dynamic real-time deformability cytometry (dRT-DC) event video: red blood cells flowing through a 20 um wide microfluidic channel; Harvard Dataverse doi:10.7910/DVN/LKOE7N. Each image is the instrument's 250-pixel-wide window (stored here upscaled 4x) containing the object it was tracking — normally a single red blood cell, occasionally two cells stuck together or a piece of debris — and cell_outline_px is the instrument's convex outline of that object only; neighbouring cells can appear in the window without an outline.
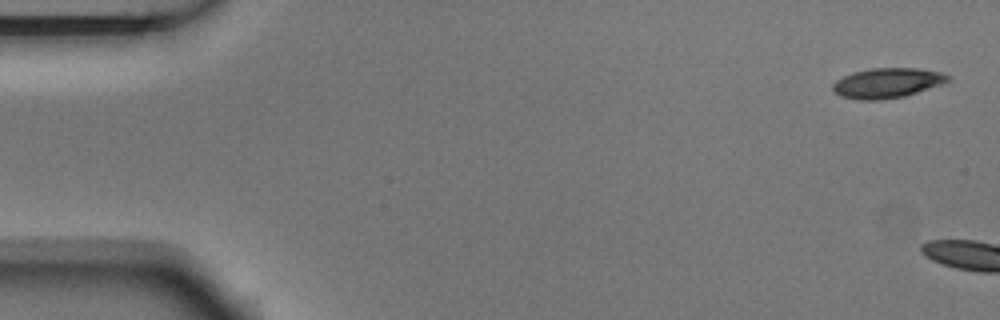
{"species": "Egyptian fruit bat (a non-hibernating species)", "species_latin": "Rousettus aegyptiacus", "temperature_condition": "room temperature", "stored_images_in_passage": 5, "camera_frame_rate_fps": 3000, "um_per_image_px": 0.085, "animal": {"sex": "male"}, "frame": {"image": 1, "passage_image": 1, "time_ms": 0.0, "image_size_px": [1000, 320], "cell_outline_px": [[948, 80], [940, 84], [904, 96], [880, 100], [856, 100], [840, 96], [832, 88], [832, 84], [836, 80], [844, 76], [856, 72], [872, 68], [920, 68], [940, 72], [948, 76]], "centroid_in_image_um": [75.36, 7.06], "position_along_channel_um": 9.6, "area_um2": 19.77}}
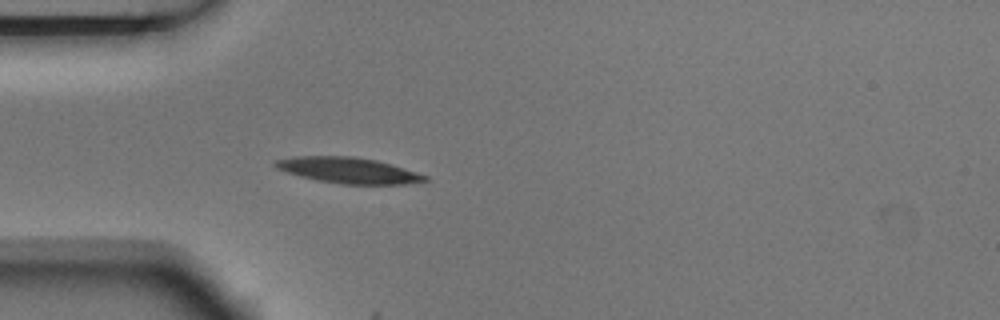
{"frame": {"image": 2, "passage_image": 5, "time_ms": 1.333, "image_size_px": [1000, 320], "cell_outline_px": [[428, 180], [404, 184], [340, 184], [316, 180], [300, 176], [276, 168], [272, 164], [276, 160], [296, 156], [352, 156], [376, 160], [392, 164], [428, 176]], "centroid_in_image_um": [29.6, 14.47], "position_along_channel_um": 55.4, "area_um2": 22.43}}